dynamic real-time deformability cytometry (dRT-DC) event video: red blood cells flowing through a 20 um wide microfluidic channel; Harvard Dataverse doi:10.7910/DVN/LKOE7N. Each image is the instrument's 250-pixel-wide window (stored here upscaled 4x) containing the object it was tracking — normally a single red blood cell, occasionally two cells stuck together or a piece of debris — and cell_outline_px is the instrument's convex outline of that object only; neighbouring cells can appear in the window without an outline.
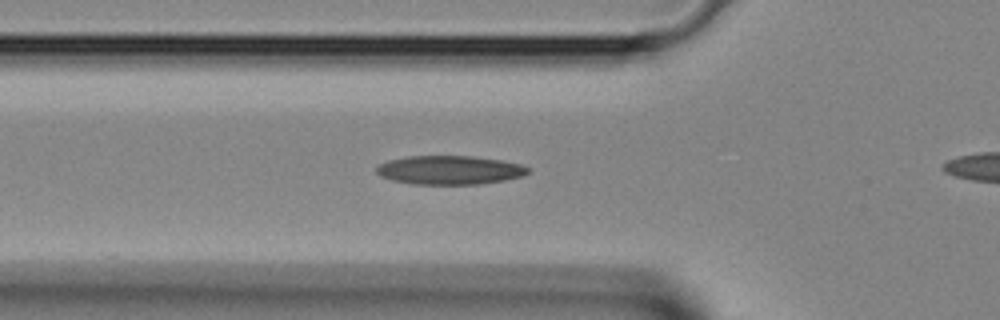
{"species": "Egyptian fruit bat (a non-hibernating species)", "species_latin": "Rousettus aegyptiacus", "temperature_condition": "room temperature", "stored_images_in_passage": 32, "camera_frame_rate_fps": 3000, "um_per_image_px": 0.085, "animal": {"sex": "female"}, "frame": {"image": 1, "passage_image": 12, "time_ms": 3.667, "image_size_px": [1000, 320], "cell_outline_px": [[528, 172], [520, 176], [504, 180], [476, 184], [412, 184], [392, 180], [380, 176], [376, 172], [376, 168], [380, 164], [388, 160], [408, 156], [472, 156], [500, 160], [520, 164], [528, 168]], "centroid_in_image_um": [38.16, 14.45], "position_along_channel_um": 87.6, "area_um2": 25.2}}
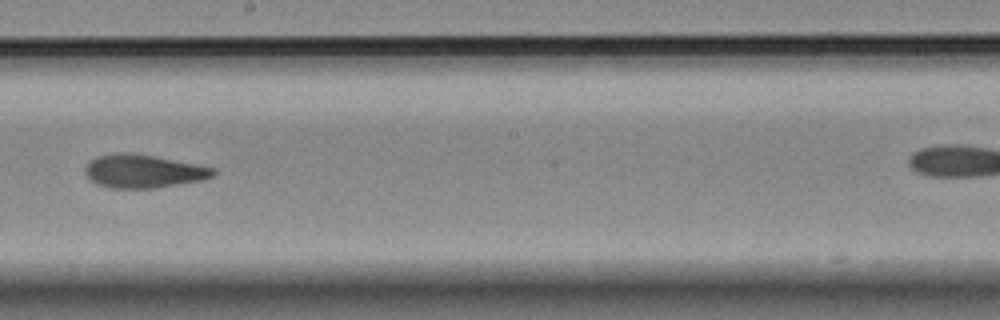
{"frame": {"image": 2, "passage_image": 21, "time_ms": 6.667, "image_size_px": [1000, 320], "cell_outline_px": [[216, 172], [212, 176], [204, 180], [152, 188], [112, 188], [100, 184], [92, 180], [84, 172], [84, 168], [96, 156], [116, 152], [128, 152], [152, 156], [196, 164], [216, 168]], "centroid_in_image_um": [12.2, 14.54], "position_along_channel_um": 236.0, "area_um2": 24.57}}
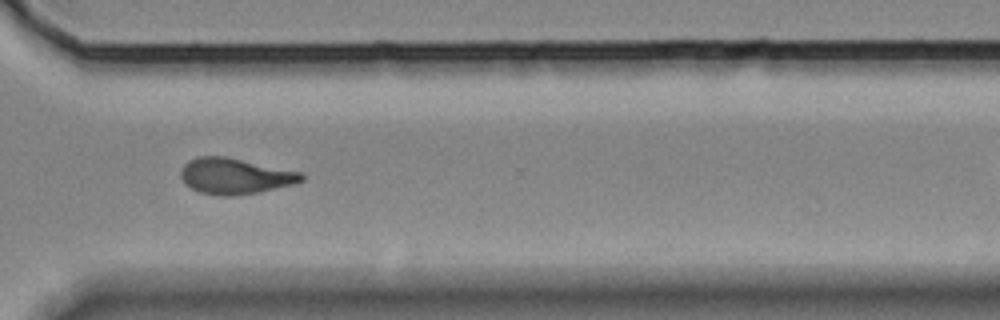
{"frame": {"image": 3, "passage_image": 28, "time_ms": 9.0, "image_size_px": [1000, 320], "cell_outline_px": [[304, 180], [292, 184], [260, 192], [232, 196], [220, 196], [200, 192], [184, 184], [180, 176], [180, 168], [188, 160], [200, 156], [224, 156], [300, 172], [304, 176]], "centroid_in_image_um": [19.92, 14.97], "position_along_channel_um": 350.7, "area_um2": 25.14}}